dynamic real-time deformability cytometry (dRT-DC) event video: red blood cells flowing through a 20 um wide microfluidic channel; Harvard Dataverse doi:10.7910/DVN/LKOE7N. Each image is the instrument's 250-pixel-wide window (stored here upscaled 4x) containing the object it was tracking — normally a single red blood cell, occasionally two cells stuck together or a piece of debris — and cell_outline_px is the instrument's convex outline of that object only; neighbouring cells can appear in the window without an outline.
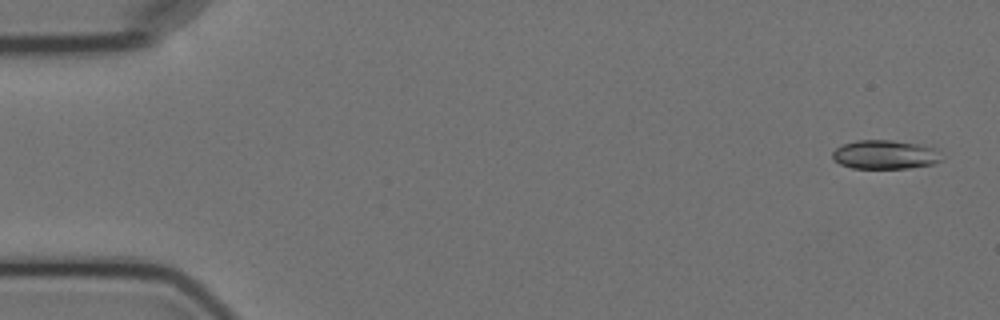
{"species": "Egyptian fruit bat (a non-hibernating species)", "species_latin": "Rousettus aegyptiacus", "temperature_condition": "cold", "stored_images_in_passage": 5, "camera_frame_rate_fps": 3000, "um_per_image_px": 0.085, "animal": {"sex": "female"}, "frame": {"image": 1, "passage_image": 1, "time_ms": 0.0, "image_size_px": [1000, 320], "cell_outline_px": [[940, 160], [932, 164], [908, 168], [852, 168], [840, 164], [832, 160], [832, 152], [836, 148], [844, 144], [856, 140], [892, 140], [916, 144], [932, 148]], "centroid_in_image_um": [75.1, 13.15], "position_along_channel_um": 9.9, "area_um2": 17.98}}
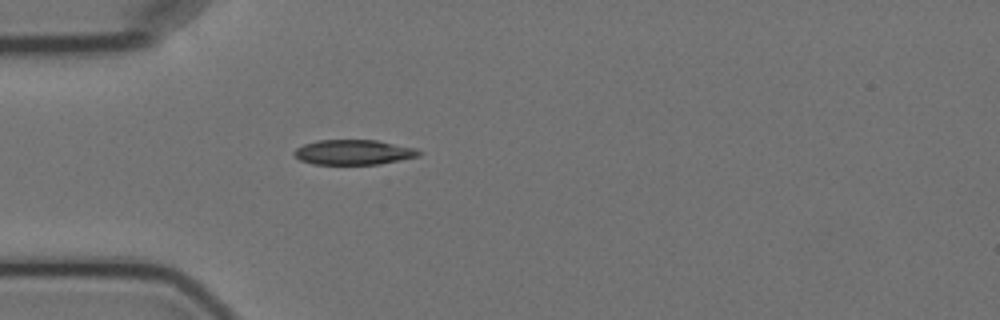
{"frame": {"image": 2, "passage_image": 5, "time_ms": 4.667, "image_size_px": [1000, 320], "cell_outline_px": [[424, 152], [420, 156], [380, 164], [312, 164], [300, 160], [292, 152], [296, 148], [304, 144], [316, 140], [376, 140], [416, 148]], "centroid_in_image_um": [30.07, 12.94], "position_along_channel_um": 54.9, "area_um2": 18.26}}